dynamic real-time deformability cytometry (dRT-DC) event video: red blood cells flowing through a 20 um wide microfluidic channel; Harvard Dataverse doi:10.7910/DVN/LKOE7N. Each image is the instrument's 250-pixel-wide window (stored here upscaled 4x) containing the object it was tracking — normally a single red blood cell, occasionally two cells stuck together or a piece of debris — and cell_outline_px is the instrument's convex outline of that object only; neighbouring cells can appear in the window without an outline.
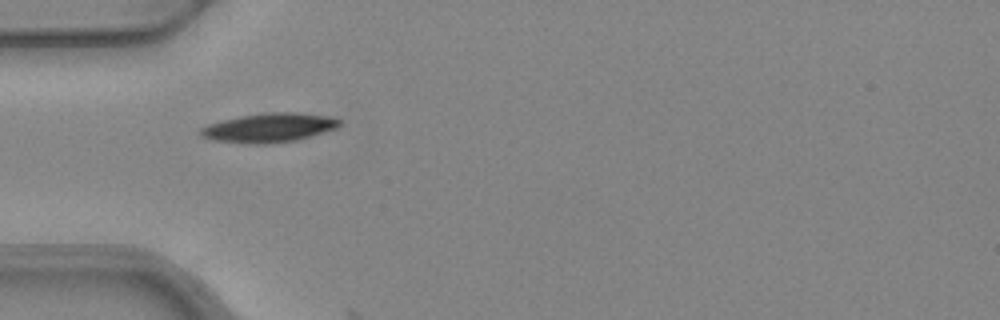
{"species": "common noctule bat (a hibernating species)", "species_latin": "Nyctalus noctula", "temperature_condition": "warm", "stored_images_in_passage": 3, "camera_frame_rate_fps": 3000, "um_per_image_px": 0.085, "animal": {"sex": "female", "body_mass_g": 24.6, "forearm_length_mm": 56.2}, "frame": {"image": 1, "passage_image": 1, "time_ms": 0.0, "image_size_px": [1000, 320], "cell_outline_px": [[340, 124], [336, 128], [296, 140], [268, 144], [248, 144], [212, 140], [200, 136], [196, 132], [200, 128], [208, 124], [240, 116], [264, 112], [296, 112], [328, 116], [340, 120]], "centroid_in_image_um": [22.8, 10.86], "position_along_channel_um": 62.2, "area_um2": 23.64}}
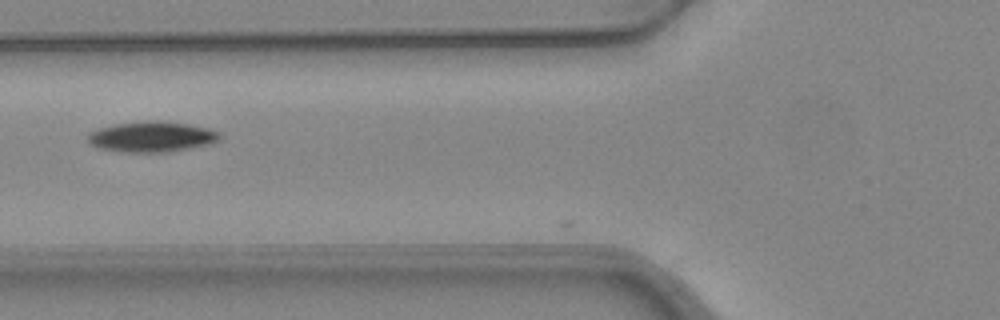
{"frame": {"image": 2, "passage_image": 2, "time_ms": 0.333, "image_size_px": [1000, 320], "cell_outline_px": [[220, 140], [208, 144], [168, 152], [124, 152], [100, 148], [92, 144], [88, 140], [88, 132], [96, 128], [116, 124], [148, 120], [160, 120], [188, 124], [208, 128], [220, 132]], "centroid_in_image_um": [12.89, 11.61], "position_along_channel_um": 112.9, "area_um2": 23.47}}